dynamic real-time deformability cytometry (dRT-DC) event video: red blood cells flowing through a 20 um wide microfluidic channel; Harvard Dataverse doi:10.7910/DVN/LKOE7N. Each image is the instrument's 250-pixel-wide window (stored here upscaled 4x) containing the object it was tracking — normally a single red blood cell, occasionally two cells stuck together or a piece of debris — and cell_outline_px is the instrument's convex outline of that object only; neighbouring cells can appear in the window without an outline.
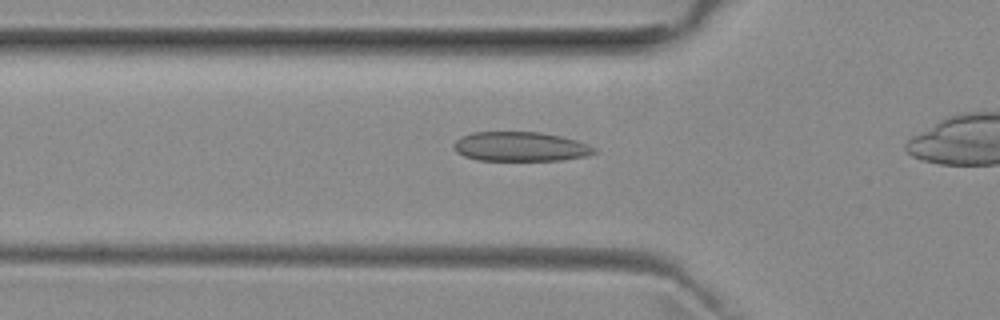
{"species": "common noctule bat (a hibernating species)", "species_latin": "Nyctalus noctula", "temperature_condition": "room temperature", "stored_images_in_passage": 32, "camera_frame_rate_fps": 3000, "um_per_image_px": 0.085, "animal": {"sex": "female", "body_mass_g": 29.2, "forearm_length_mm": 56.3}, "frame": {"image": 1, "passage_image": 8, "time_ms": 2.333, "image_size_px": [1000, 320], "cell_outline_px": [[596, 152], [588, 156], [560, 160], [480, 160], [464, 156], [456, 152], [452, 148], [452, 144], [460, 136], [472, 132], [540, 132], [560, 136], [576, 140], [588, 144], [596, 148]], "centroid_in_image_um": [44.21, 12.46], "position_along_channel_um": 81.6, "area_um2": 24.22}}
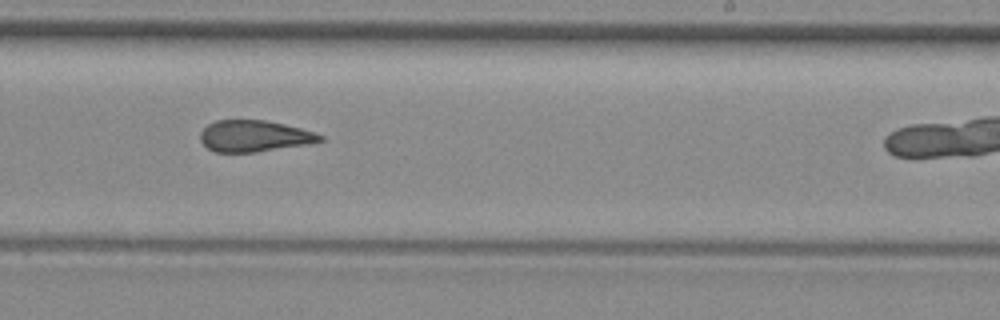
{"frame": {"image": 2, "passage_image": 22, "time_ms": 7.0, "image_size_px": [1000, 320], "cell_outline_px": [[324, 140], [308, 144], [256, 152], [216, 152], [208, 148], [200, 140], [200, 132], [208, 124], [216, 120], [264, 120], [284, 124], [300, 128], [324, 136]], "centroid_in_image_um": [21.6, 11.56], "position_along_channel_um": 267.4, "area_um2": 21.79}}
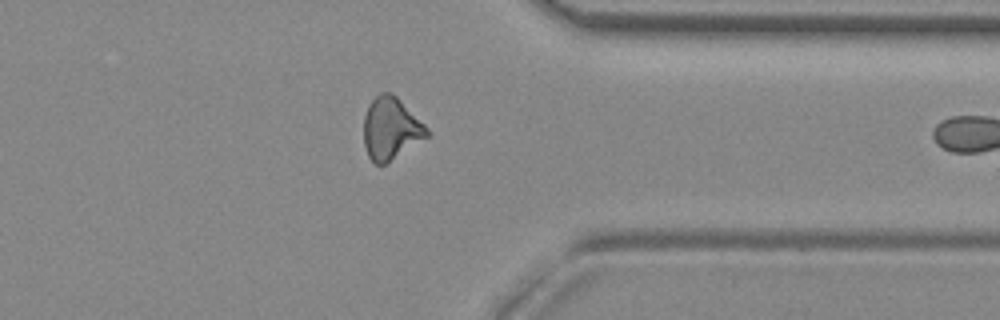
{"frame": {"image": 3, "passage_image": 31, "time_ms": 10.0, "image_size_px": [1000, 320], "cell_outline_px": [[428, 136], [384, 164], [376, 164], [368, 156], [364, 144], [364, 116], [368, 104], [380, 92], [392, 92], [428, 128]], "centroid_in_image_um": [33.19, 10.9], "position_along_channel_um": 378.2, "area_um2": 22.48}}